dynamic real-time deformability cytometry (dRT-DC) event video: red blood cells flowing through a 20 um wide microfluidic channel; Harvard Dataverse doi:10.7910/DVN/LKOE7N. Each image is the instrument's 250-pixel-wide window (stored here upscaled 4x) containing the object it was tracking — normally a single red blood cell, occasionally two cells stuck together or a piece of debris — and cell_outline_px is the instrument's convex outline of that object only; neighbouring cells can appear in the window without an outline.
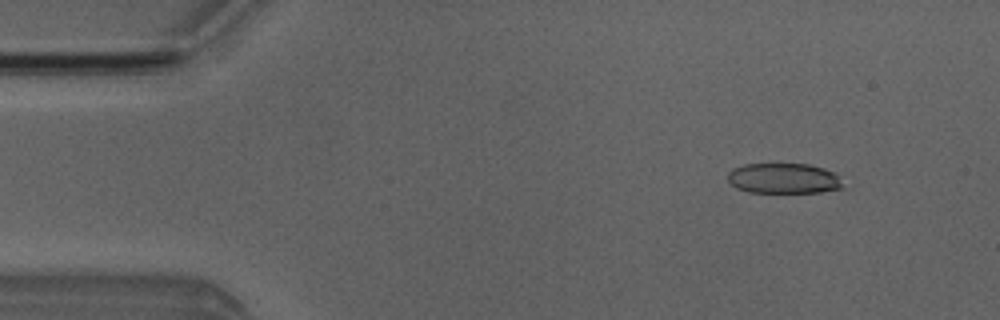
{"species": "Egyptian fruit bat (a non-hibernating species)", "species_latin": "Rousettus aegyptiacus", "temperature_condition": "room temperature", "stored_images_in_passage": 5, "camera_frame_rate_fps": 3000, "um_per_image_px": 0.085, "animal": {"sex": "male"}, "frame": {"image": 1, "passage_image": 2, "time_ms": 1.333, "image_size_px": [1000, 320], "cell_outline_px": [[844, 188], [820, 192], [748, 192], [736, 188], [728, 180], [728, 172], [732, 168], [744, 164], [808, 164], [824, 168], [836, 172]], "centroid_in_image_um": [66.61, 15.16], "position_along_channel_um": 18.4, "area_um2": 20.46}}